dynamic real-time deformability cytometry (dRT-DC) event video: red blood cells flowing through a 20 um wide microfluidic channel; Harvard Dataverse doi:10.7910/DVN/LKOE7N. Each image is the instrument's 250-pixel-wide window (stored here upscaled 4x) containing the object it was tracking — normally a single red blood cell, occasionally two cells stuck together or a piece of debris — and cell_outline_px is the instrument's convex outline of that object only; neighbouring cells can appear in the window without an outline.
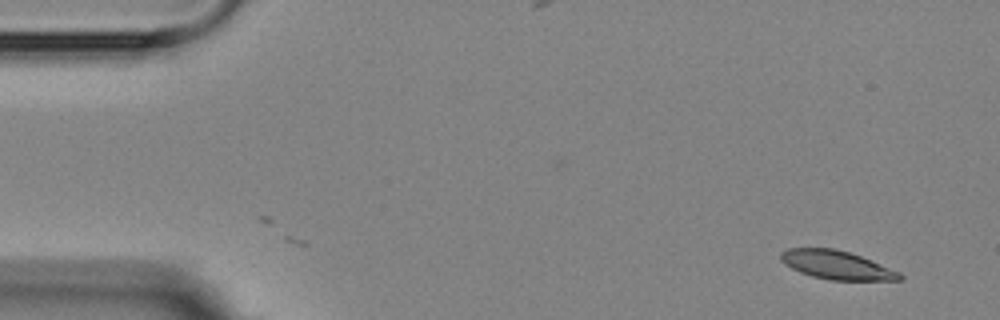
{"species": "Egyptian fruit bat (a non-hibernating species)", "species_latin": "Rousettus aegyptiacus", "temperature_condition": "room temperature", "stored_images_in_passage": 2, "camera_frame_rate_fps": 3000, "um_per_image_px": 0.085, "animal": {"sex": "female"}, "frame": {"image": 1, "passage_image": 2, "time_ms": 1.333, "image_size_px": [1000, 320], "cell_outline_px": [[904, 280], [828, 280], [812, 276], [800, 272], [784, 264], [780, 260], [780, 252], [788, 248], [832, 248], [848, 252], [860, 256], [900, 272], [904, 276]], "centroid_in_image_um": [71.1, 22.53], "position_along_channel_um": 13.9, "area_um2": 19.77}}